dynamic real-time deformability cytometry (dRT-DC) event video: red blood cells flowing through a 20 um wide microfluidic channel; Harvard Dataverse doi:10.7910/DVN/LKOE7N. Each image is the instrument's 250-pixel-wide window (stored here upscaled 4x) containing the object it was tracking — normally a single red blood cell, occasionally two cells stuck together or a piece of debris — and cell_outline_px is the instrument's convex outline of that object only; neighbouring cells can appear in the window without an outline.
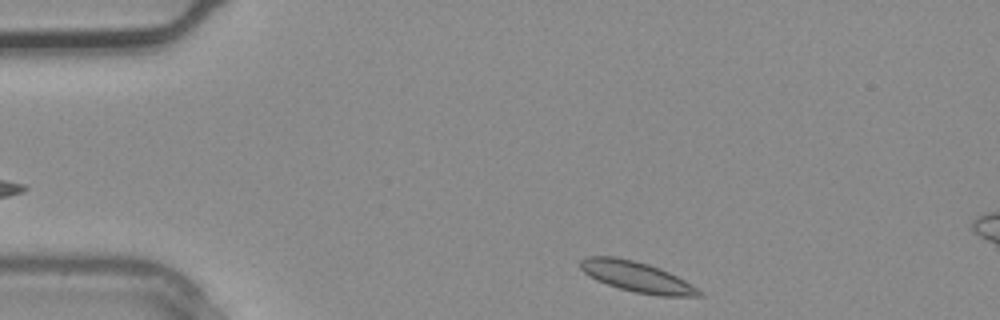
{"species": "common noctule bat (a hibernating species)", "species_latin": "Nyctalus noctula", "temperature_condition": "warm", "stored_images_in_passage": 3, "camera_frame_rate_fps": 3000, "um_per_image_px": 0.085, "animal": {"sex": "male", "body_mass_g": 20.4}, "frame": {"image": 1, "passage_image": 1, "time_ms": 0.0, "image_size_px": [1000, 320], "cell_outline_px": [[704, 296], [660, 296], [636, 292], [620, 288], [596, 280], [584, 272], [580, 268], [580, 260], [588, 256], [616, 256], [636, 260], [660, 268], [684, 280], [696, 288]], "centroid_in_image_um": [54.09, 23.51], "position_along_channel_um": 30.9, "area_um2": 20.81}}